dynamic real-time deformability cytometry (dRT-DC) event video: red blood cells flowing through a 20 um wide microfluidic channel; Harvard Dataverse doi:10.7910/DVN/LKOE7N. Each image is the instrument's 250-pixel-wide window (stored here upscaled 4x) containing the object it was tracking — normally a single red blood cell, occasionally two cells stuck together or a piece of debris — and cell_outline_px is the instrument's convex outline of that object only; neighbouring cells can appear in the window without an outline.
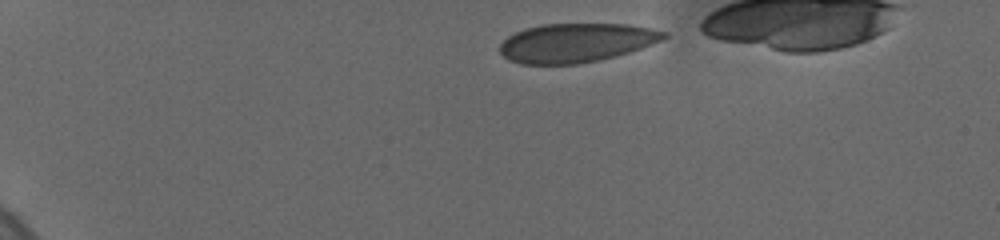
{"species": "human", "species_latin": "Homo sapiens", "temperature_condition": "cold", "stored_images_in_passage": 5, "camera_frame_rate_fps": 3000, "um_per_image_px": 0.085, "donor": {"sex": "female"}, "frame": {"image": 1, "passage_image": 1, "time_ms": 0.0, "image_size_px": [1000, 240], "cell_outline_px": [[668, 36], [660, 40], [640, 48], [628, 52], [596, 60], [576, 64], [520, 64], [508, 60], [500, 52], [500, 44], [508, 36], [524, 28], [544, 24], [628, 24], [668, 32]], "centroid_in_image_um": [48.92, 3.63], "position_along_channel_um": 36.1, "area_um2": 36.88}}
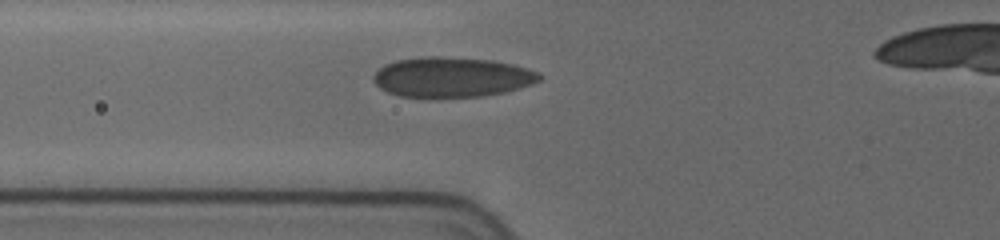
{"frame": {"image": 2, "passage_image": 5, "time_ms": 3.667, "image_size_px": [1000, 240], "cell_outline_px": [[544, 76], [540, 80], [532, 84], [520, 88], [504, 92], [484, 96], [400, 96], [388, 92], [380, 88], [372, 80], [372, 76], [384, 64], [396, 60], [420, 56], [440, 56], [492, 60], [512, 64], [528, 68], [540, 72]], "centroid_in_image_um": [38.43, 6.53], "position_along_channel_um": 87.4, "area_um2": 38.73}}